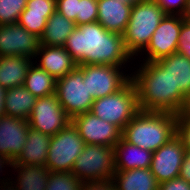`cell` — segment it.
Returning a JSON list of instances; mask_svg holds the SVG:
<instances>
[{
    "label": "cell",
    "instance_id": "36",
    "mask_svg": "<svg viewBox=\"0 0 190 190\" xmlns=\"http://www.w3.org/2000/svg\"><path fill=\"white\" fill-rule=\"evenodd\" d=\"M80 190H116V184L113 179L84 182Z\"/></svg>",
    "mask_w": 190,
    "mask_h": 190
},
{
    "label": "cell",
    "instance_id": "8",
    "mask_svg": "<svg viewBox=\"0 0 190 190\" xmlns=\"http://www.w3.org/2000/svg\"><path fill=\"white\" fill-rule=\"evenodd\" d=\"M55 94L60 105L71 118L90 112L94 102L86 82H83V71L78 66L70 73L57 79Z\"/></svg>",
    "mask_w": 190,
    "mask_h": 190
},
{
    "label": "cell",
    "instance_id": "23",
    "mask_svg": "<svg viewBox=\"0 0 190 190\" xmlns=\"http://www.w3.org/2000/svg\"><path fill=\"white\" fill-rule=\"evenodd\" d=\"M17 172V179L11 182L16 190H45L47 187L50 171L41 165H16L12 164L11 170Z\"/></svg>",
    "mask_w": 190,
    "mask_h": 190
},
{
    "label": "cell",
    "instance_id": "32",
    "mask_svg": "<svg viewBox=\"0 0 190 190\" xmlns=\"http://www.w3.org/2000/svg\"><path fill=\"white\" fill-rule=\"evenodd\" d=\"M23 11H28V14L52 15L56 11V0H28Z\"/></svg>",
    "mask_w": 190,
    "mask_h": 190
},
{
    "label": "cell",
    "instance_id": "9",
    "mask_svg": "<svg viewBox=\"0 0 190 190\" xmlns=\"http://www.w3.org/2000/svg\"><path fill=\"white\" fill-rule=\"evenodd\" d=\"M77 66L83 71V82H86L93 99L117 92L131 79V73L125 74L124 67L101 64Z\"/></svg>",
    "mask_w": 190,
    "mask_h": 190
},
{
    "label": "cell",
    "instance_id": "20",
    "mask_svg": "<svg viewBox=\"0 0 190 190\" xmlns=\"http://www.w3.org/2000/svg\"><path fill=\"white\" fill-rule=\"evenodd\" d=\"M116 171L150 168L153 152L132 145L121 138L114 147Z\"/></svg>",
    "mask_w": 190,
    "mask_h": 190
},
{
    "label": "cell",
    "instance_id": "11",
    "mask_svg": "<svg viewBox=\"0 0 190 190\" xmlns=\"http://www.w3.org/2000/svg\"><path fill=\"white\" fill-rule=\"evenodd\" d=\"M27 121L30 128L54 136L66 128L72 118L64 111L56 94H53L37 98Z\"/></svg>",
    "mask_w": 190,
    "mask_h": 190
},
{
    "label": "cell",
    "instance_id": "44",
    "mask_svg": "<svg viewBox=\"0 0 190 190\" xmlns=\"http://www.w3.org/2000/svg\"><path fill=\"white\" fill-rule=\"evenodd\" d=\"M187 112H190V95L188 96L187 99Z\"/></svg>",
    "mask_w": 190,
    "mask_h": 190
},
{
    "label": "cell",
    "instance_id": "29",
    "mask_svg": "<svg viewBox=\"0 0 190 190\" xmlns=\"http://www.w3.org/2000/svg\"><path fill=\"white\" fill-rule=\"evenodd\" d=\"M51 15L28 14V11H22L18 23L28 32L41 37L44 33L47 20Z\"/></svg>",
    "mask_w": 190,
    "mask_h": 190
},
{
    "label": "cell",
    "instance_id": "31",
    "mask_svg": "<svg viewBox=\"0 0 190 190\" xmlns=\"http://www.w3.org/2000/svg\"><path fill=\"white\" fill-rule=\"evenodd\" d=\"M176 135L181 139L185 150L190 152V112L184 111L177 116Z\"/></svg>",
    "mask_w": 190,
    "mask_h": 190
},
{
    "label": "cell",
    "instance_id": "35",
    "mask_svg": "<svg viewBox=\"0 0 190 190\" xmlns=\"http://www.w3.org/2000/svg\"><path fill=\"white\" fill-rule=\"evenodd\" d=\"M161 6L166 14L182 15L184 14L188 0H154Z\"/></svg>",
    "mask_w": 190,
    "mask_h": 190
},
{
    "label": "cell",
    "instance_id": "30",
    "mask_svg": "<svg viewBox=\"0 0 190 190\" xmlns=\"http://www.w3.org/2000/svg\"><path fill=\"white\" fill-rule=\"evenodd\" d=\"M98 18L97 0H79L76 26L96 22Z\"/></svg>",
    "mask_w": 190,
    "mask_h": 190
},
{
    "label": "cell",
    "instance_id": "18",
    "mask_svg": "<svg viewBox=\"0 0 190 190\" xmlns=\"http://www.w3.org/2000/svg\"><path fill=\"white\" fill-rule=\"evenodd\" d=\"M97 21L108 31L123 35L131 16L132 6L119 0H97Z\"/></svg>",
    "mask_w": 190,
    "mask_h": 190
},
{
    "label": "cell",
    "instance_id": "43",
    "mask_svg": "<svg viewBox=\"0 0 190 190\" xmlns=\"http://www.w3.org/2000/svg\"><path fill=\"white\" fill-rule=\"evenodd\" d=\"M119 1H121L123 3L130 4V5H134V4H136V3L140 2V1H143V0H119Z\"/></svg>",
    "mask_w": 190,
    "mask_h": 190
},
{
    "label": "cell",
    "instance_id": "26",
    "mask_svg": "<svg viewBox=\"0 0 190 190\" xmlns=\"http://www.w3.org/2000/svg\"><path fill=\"white\" fill-rule=\"evenodd\" d=\"M34 61L26 75L23 86L36 98L50 96L56 93V79L44 71Z\"/></svg>",
    "mask_w": 190,
    "mask_h": 190
},
{
    "label": "cell",
    "instance_id": "5",
    "mask_svg": "<svg viewBox=\"0 0 190 190\" xmlns=\"http://www.w3.org/2000/svg\"><path fill=\"white\" fill-rule=\"evenodd\" d=\"M139 111L138 92L132 79L117 92L94 99L90 110L93 115L114 124L121 131Z\"/></svg>",
    "mask_w": 190,
    "mask_h": 190
},
{
    "label": "cell",
    "instance_id": "25",
    "mask_svg": "<svg viewBox=\"0 0 190 190\" xmlns=\"http://www.w3.org/2000/svg\"><path fill=\"white\" fill-rule=\"evenodd\" d=\"M76 28L73 21L61 15L57 10L48 18L40 45L64 46L68 36Z\"/></svg>",
    "mask_w": 190,
    "mask_h": 190
},
{
    "label": "cell",
    "instance_id": "33",
    "mask_svg": "<svg viewBox=\"0 0 190 190\" xmlns=\"http://www.w3.org/2000/svg\"><path fill=\"white\" fill-rule=\"evenodd\" d=\"M79 8V0H56V10L73 21L76 25V16Z\"/></svg>",
    "mask_w": 190,
    "mask_h": 190
},
{
    "label": "cell",
    "instance_id": "19",
    "mask_svg": "<svg viewBox=\"0 0 190 190\" xmlns=\"http://www.w3.org/2000/svg\"><path fill=\"white\" fill-rule=\"evenodd\" d=\"M52 136L29 127L26 144L13 161L16 165L45 166Z\"/></svg>",
    "mask_w": 190,
    "mask_h": 190
},
{
    "label": "cell",
    "instance_id": "4",
    "mask_svg": "<svg viewBox=\"0 0 190 190\" xmlns=\"http://www.w3.org/2000/svg\"><path fill=\"white\" fill-rule=\"evenodd\" d=\"M165 15L161 6L154 0H143L132 6L123 40L126 50L133 58L140 55L149 44L154 31Z\"/></svg>",
    "mask_w": 190,
    "mask_h": 190
},
{
    "label": "cell",
    "instance_id": "12",
    "mask_svg": "<svg viewBox=\"0 0 190 190\" xmlns=\"http://www.w3.org/2000/svg\"><path fill=\"white\" fill-rule=\"evenodd\" d=\"M157 62L171 77L172 114L178 116L187 111V99L190 95V59L176 52Z\"/></svg>",
    "mask_w": 190,
    "mask_h": 190
},
{
    "label": "cell",
    "instance_id": "39",
    "mask_svg": "<svg viewBox=\"0 0 190 190\" xmlns=\"http://www.w3.org/2000/svg\"><path fill=\"white\" fill-rule=\"evenodd\" d=\"M4 178L6 177H3V179L0 178V190H16L15 185L10 181L11 179L8 177L7 179Z\"/></svg>",
    "mask_w": 190,
    "mask_h": 190
},
{
    "label": "cell",
    "instance_id": "27",
    "mask_svg": "<svg viewBox=\"0 0 190 190\" xmlns=\"http://www.w3.org/2000/svg\"><path fill=\"white\" fill-rule=\"evenodd\" d=\"M81 184L72 172H50L45 190H80Z\"/></svg>",
    "mask_w": 190,
    "mask_h": 190
},
{
    "label": "cell",
    "instance_id": "14",
    "mask_svg": "<svg viewBox=\"0 0 190 190\" xmlns=\"http://www.w3.org/2000/svg\"><path fill=\"white\" fill-rule=\"evenodd\" d=\"M185 152V147L177 135L153 152L150 170L158 184L179 177Z\"/></svg>",
    "mask_w": 190,
    "mask_h": 190
},
{
    "label": "cell",
    "instance_id": "37",
    "mask_svg": "<svg viewBox=\"0 0 190 190\" xmlns=\"http://www.w3.org/2000/svg\"><path fill=\"white\" fill-rule=\"evenodd\" d=\"M158 190H190V183L178 177L159 184Z\"/></svg>",
    "mask_w": 190,
    "mask_h": 190
},
{
    "label": "cell",
    "instance_id": "7",
    "mask_svg": "<svg viewBox=\"0 0 190 190\" xmlns=\"http://www.w3.org/2000/svg\"><path fill=\"white\" fill-rule=\"evenodd\" d=\"M85 143L71 122L52 136L45 166L50 172H71Z\"/></svg>",
    "mask_w": 190,
    "mask_h": 190
},
{
    "label": "cell",
    "instance_id": "10",
    "mask_svg": "<svg viewBox=\"0 0 190 190\" xmlns=\"http://www.w3.org/2000/svg\"><path fill=\"white\" fill-rule=\"evenodd\" d=\"M184 21L182 15L166 14L154 31L149 44L140 53L142 58L146 55L140 62H153L176 53Z\"/></svg>",
    "mask_w": 190,
    "mask_h": 190
},
{
    "label": "cell",
    "instance_id": "22",
    "mask_svg": "<svg viewBox=\"0 0 190 190\" xmlns=\"http://www.w3.org/2000/svg\"><path fill=\"white\" fill-rule=\"evenodd\" d=\"M113 181L116 190H158V182L150 168L116 171Z\"/></svg>",
    "mask_w": 190,
    "mask_h": 190
},
{
    "label": "cell",
    "instance_id": "40",
    "mask_svg": "<svg viewBox=\"0 0 190 190\" xmlns=\"http://www.w3.org/2000/svg\"><path fill=\"white\" fill-rule=\"evenodd\" d=\"M5 94H6V89L3 88L0 85V117L5 115L4 109H5Z\"/></svg>",
    "mask_w": 190,
    "mask_h": 190
},
{
    "label": "cell",
    "instance_id": "21",
    "mask_svg": "<svg viewBox=\"0 0 190 190\" xmlns=\"http://www.w3.org/2000/svg\"><path fill=\"white\" fill-rule=\"evenodd\" d=\"M32 60L25 56L0 57V85L5 89L22 86Z\"/></svg>",
    "mask_w": 190,
    "mask_h": 190
},
{
    "label": "cell",
    "instance_id": "6",
    "mask_svg": "<svg viewBox=\"0 0 190 190\" xmlns=\"http://www.w3.org/2000/svg\"><path fill=\"white\" fill-rule=\"evenodd\" d=\"M71 172L82 183L113 179L116 172L114 147L85 144Z\"/></svg>",
    "mask_w": 190,
    "mask_h": 190
},
{
    "label": "cell",
    "instance_id": "17",
    "mask_svg": "<svg viewBox=\"0 0 190 190\" xmlns=\"http://www.w3.org/2000/svg\"><path fill=\"white\" fill-rule=\"evenodd\" d=\"M36 57L35 61L38 59L39 62L37 65L56 80L70 73L77 66L63 46L40 45Z\"/></svg>",
    "mask_w": 190,
    "mask_h": 190
},
{
    "label": "cell",
    "instance_id": "41",
    "mask_svg": "<svg viewBox=\"0 0 190 190\" xmlns=\"http://www.w3.org/2000/svg\"><path fill=\"white\" fill-rule=\"evenodd\" d=\"M13 161L3 155L0 154V173L3 171L2 168L12 167ZM1 175V174H0Z\"/></svg>",
    "mask_w": 190,
    "mask_h": 190
},
{
    "label": "cell",
    "instance_id": "42",
    "mask_svg": "<svg viewBox=\"0 0 190 190\" xmlns=\"http://www.w3.org/2000/svg\"><path fill=\"white\" fill-rule=\"evenodd\" d=\"M183 17H190V0L187 1V7L183 14Z\"/></svg>",
    "mask_w": 190,
    "mask_h": 190
},
{
    "label": "cell",
    "instance_id": "38",
    "mask_svg": "<svg viewBox=\"0 0 190 190\" xmlns=\"http://www.w3.org/2000/svg\"><path fill=\"white\" fill-rule=\"evenodd\" d=\"M179 178L190 183V152L186 151L180 168Z\"/></svg>",
    "mask_w": 190,
    "mask_h": 190
},
{
    "label": "cell",
    "instance_id": "1",
    "mask_svg": "<svg viewBox=\"0 0 190 190\" xmlns=\"http://www.w3.org/2000/svg\"><path fill=\"white\" fill-rule=\"evenodd\" d=\"M63 47L77 65L101 64L125 69L136 60L126 50L123 35L106 30L98 21L76 26Z\"/></svg>",
    "mask_w": 190,
    "mask_h": 190
},
{
    "label": "cell",
    "instance_id": "16",
    "mask_svg": "<svg viewBox=\"0 0 190 190\" xmlns=\"http://www.w3.org/2000/svg\"><path fill=\"white\" fill-rule=\"evenodd\" d=\"M27 120L12 116L0 117V154L14 161L26 144Z\"/></svg>",
    "mask_w": 190,
    "mask_h": 190
},
{
    "label": "cell",
    "instance_id": "2",
    "mask_svg": "<svg viewBox=\"0 0 190 190\" xmlns=\"http://www.w3.org/2000/svg\"><path fill=\"white\" fill-rule=\"evenodd\" d=\"M138 68L132 70L131 79L138 92L139 109L172 114V80L168 71L157 61L142 62Z\"/></svg>",
    "mask_w": 190,
    "mask_h": 190
},
{
    "label": "cell",
    "instance_id": "3",
    "mask_svg": "<svg viewBox=\"0 0 190 190\" xmlns=\"http://www.w3.org/2000/svg\"><path fill=\"white\" fill-rule=\"evenodd\" d=\"M176 120L175 114L140 110L125 126L122 138L155 152L176 135Z\"/></svg>",
    "mask_w": 190,
    "mask_h": 190
},
{
    "label": "cell",
    "instance_id": "15",
    "mask_svg": "<svg viewBox=\"0 0 190 190\" xmlns=\"http://www.w3.org/2000/svg\"><path fill=\"white\" fill-rule=\"evenodd\" d=\"M39 46L40 38L18 22L0 25V57L14 55L35 59Z\"/></svg>",
    "mask_w": 190,
    "mask_h": 190
},
{
    "label": "cell",
    "instance_id": "34",
    "mask_svg": "<svg viewBox=\"0 0 190 190\" xmlns=\"http://www.w3.org/2000/svg\"><path fill=\"white\" fill-rule=\"evenodd\" d=\"M177 53L190 59V17H183Z\"/></svg>",
    "mask_w": 190,
    "mask_h": 190
},
{
    "label": "cell",
    "instance_id": "24",
    "mask_svg": "<svg viewBox=\"0 0 190 190\" xmlns=\"http://www.w3.org/2000/svg\"><path fill=\"white\" fill-rule=\"evenodd\" d=\"M36 100L23 85L6 89L5 115L28 120Z\"/></svg>",
    "mask_w": 190,
    "mask_h": 190
},
{
    "label": "cell",
    "instance_id": "13",
    "mask_svg": "<svg viewBox=\"0 0 190 190\" xmlns=\"http://www.w3.org/2000/svg\"><path fill=\"white\" fill-rule=\"evenodd\" d=\"M85 144L115 147L122 138V131L114 124L108 123L91 112L78 114L72 118Z\"/></svg>",
    "mask_w": 190,
    "mask_h": 190
},
{
    "label": "cell",
    "instance_id": "28",
    "mask_svg": "<svg viewBox=\"0 0 190 190\" xmlns=\"http://www.w3.org/2000/svg\"><path fill=\"white\" fill-rule=\"evenodd\" d=\"M28 0H0V25L18 22Z\"/></svg>",
    "mask_w": 190,
    "mask_h": 190
}]
</instances>
